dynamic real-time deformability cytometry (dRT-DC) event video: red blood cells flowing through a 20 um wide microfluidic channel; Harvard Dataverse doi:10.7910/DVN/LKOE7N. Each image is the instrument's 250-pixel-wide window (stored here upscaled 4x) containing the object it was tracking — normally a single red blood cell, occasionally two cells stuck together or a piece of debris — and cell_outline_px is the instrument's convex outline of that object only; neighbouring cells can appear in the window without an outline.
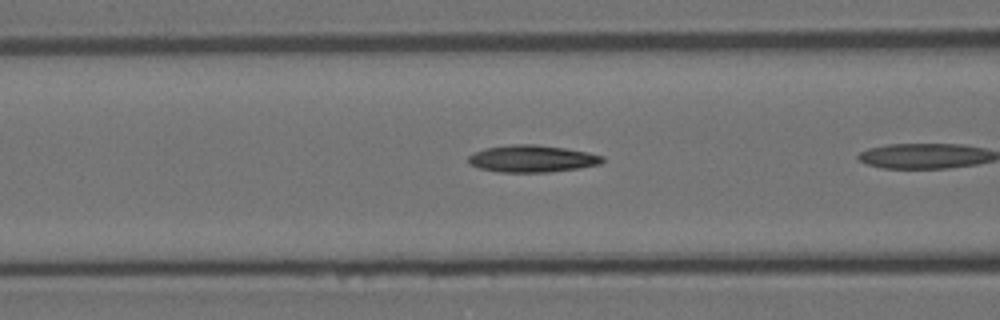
{"species": "Egyptian fruit bat (a non-hibernating species)", "species_latin": "Rousettus aegyptiacus", "temperature_condition": "room temperature", "stored_images_in_passage": 10, "camera_frame_rate_fps": 3000, "um_per_image_px": 0.085, "animal": {"sex": "female"}, "frame": {"image": 1, "passage_image": 6, "time_ms": 1.667, "image_size_px": [1000, 320], "cell_outline_px": [[604, 160], [600, 164], [580, 168], [548, 172], [496, 172], [480, 168], [468, 164], [468, 156], [476, 152], [488, 148], [512, 144], [536, 144], [564, 148], [588, 152], [604, 156]], "centroid_in_image_um": [45.24, 13.49], "position_along_channel_um": 121.4, "area_um2": 21.1}}
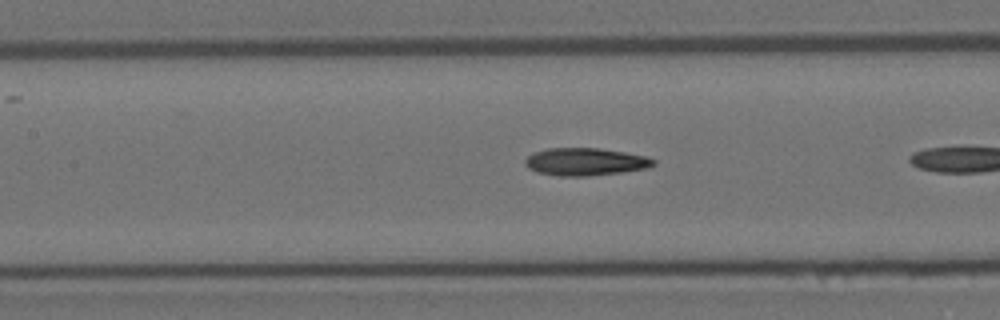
{"frame": {"image": 2, "passage_image": 9, "time_ms": 2.667, "image_size_px": [1000, 320], "cell_outline_px": [[656, 164], [648, 168], [620, 172], [588, 176], [556, 176], [536, 172], [528, 168], [524, 164], [524, 160], [528, 156], [536, 152], [548, 148], [600, 148], [624, 152], [644, 156], [656, 160]], "centroid_in_image_um": [49.73, 13.75], "position_along_channel_um": 157.7, "area_um2": 20.63}}